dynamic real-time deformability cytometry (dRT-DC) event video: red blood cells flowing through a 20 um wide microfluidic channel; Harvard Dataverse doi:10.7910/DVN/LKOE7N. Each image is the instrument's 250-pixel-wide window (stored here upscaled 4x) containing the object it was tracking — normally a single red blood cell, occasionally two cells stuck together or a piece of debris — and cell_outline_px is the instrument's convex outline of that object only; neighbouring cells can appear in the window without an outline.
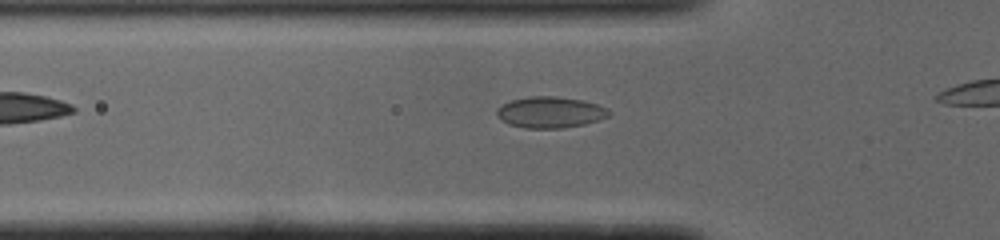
{"species": "common noctule bat (a hibernating species)", "species_latin": "Nyctalus noctula", "temperature_condition": "cold", "stored_images_in_passage": 14, "camera_frame_rate_fps": 3000, "um_per_image_px": 0.085, "animal": {"sex": "male", "body_mass_g": 19.0, "forearm_length_mm": 50.8}, "frame": {"image": 1, "passage_image": 2, "time_ms": 0.333, "image_size_px": [1000, 240], "cell_outline_px": [[612, 112], [608, 116], [584, 124], [564, 128], [524, 128], [508, 124], [496, 116], [496, 108], [512, 100], [528, 96], [556, 96], [584, 100], [608, 108]], "centroid_in_image_um": [46.76, 9.54], "position_along_channel_um": 79.0, "area_um2": 20.46}}
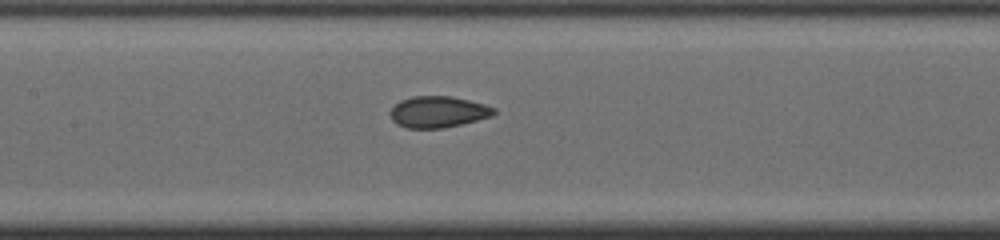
{"frame": {"image": 2, "passage_image": 9, "time_ms": 2.667, "image_size_px": [1000, 240], "cell_outline_px": [[496, 112], [492, 116], [460, 124], [440, 128], [408, 128], [396, 124], [392, 120], [392, 108], [400, 100], [412, 96], [452, 96], [484, 104], [496, 108]], "centroid_in_image_um": [37.25, 9.5], "position_along_channel_um": 170.2, "area_um2": 18.73}}
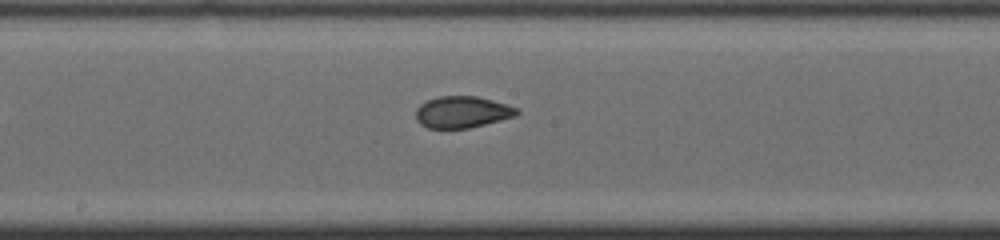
{"frame": {"image": 3, "passage_image": 12, "time_ms": 3.667, "image_size_px": [1000, 240], "cell_outline_px": [[520, 112], [516, 116], [468, 128], [428, 128], [420, 124], [416, 120], [416, 108], [420, 104], [428, 100], [440, 96], [476, 96], [492, 100], [516, 108]], "centroid_in_image_um": [39.25, 9.52], "position_along_channel_um": 208.9, "area_um2": 18.44}}